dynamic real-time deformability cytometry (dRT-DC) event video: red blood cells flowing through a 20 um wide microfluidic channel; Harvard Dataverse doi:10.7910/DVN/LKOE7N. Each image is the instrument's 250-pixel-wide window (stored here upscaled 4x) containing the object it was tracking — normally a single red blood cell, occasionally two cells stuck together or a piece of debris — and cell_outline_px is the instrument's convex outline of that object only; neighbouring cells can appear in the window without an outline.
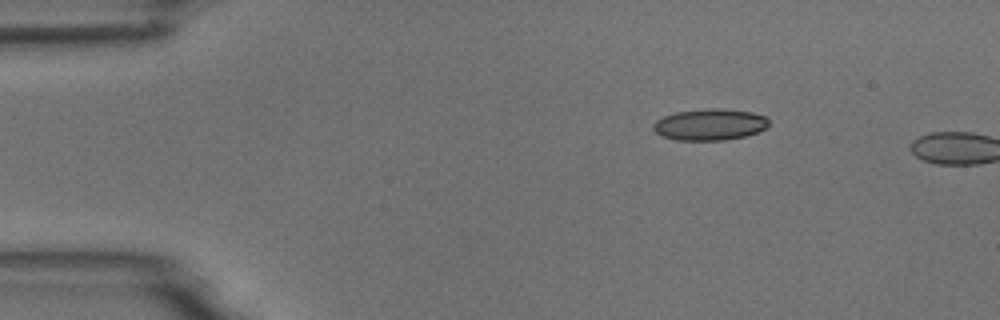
{"species": "common noctule bat (a hibernating species)", "species_latin": "Nyctalus noctula", "temperature_condition": "room temperature", "stored_images_in_passage": 2, "camera_frame_rate_fps": 3000, "um_per_image_px": 0.085, "animal": {"sex": "male", "body_mass_g": 18.8}, "frame": {"image": 1, "passage_image": 1, "time_ms": 0.0, "image_size_px": [1000, 320], "cell_outline_px": [[768, 124], [764, 128], [756, 132], [744, 136], [724, 140], [676, 140], [660, 136], [652, 128], [652, 124], [656, 120], [664, 116], [676, 112], [712, 108], [752, 112], [764, 116], [768, 120]], "centroid_in_image_um": [60.27, 10.59], "position_along_channel_um": 24.7, "area_um2": 20.92}}